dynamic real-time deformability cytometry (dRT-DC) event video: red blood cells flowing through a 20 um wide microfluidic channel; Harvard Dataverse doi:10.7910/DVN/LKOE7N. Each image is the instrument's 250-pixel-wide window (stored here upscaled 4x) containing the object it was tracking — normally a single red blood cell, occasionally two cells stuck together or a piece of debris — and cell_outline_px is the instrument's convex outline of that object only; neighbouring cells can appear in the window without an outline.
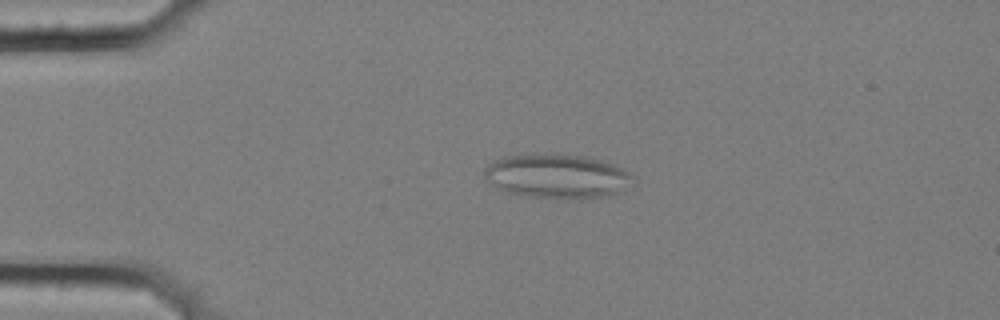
{"species": "common noctule bat (a hibernating species)", "species_latin": "Nyctalus noctula", "temperature_condition": "cold", "stored_images_in_passage": 4, "camera_frame_rate_fps": 3000, "um_per_image_px": 0.085, "animal": {"sex": "female", "body_mass_g": 25.1}, "frame": {"image": 1, "passage_image": 3, "time_ms": 0.667, "image_size_px": [1000, 320], "cell_outline_px": [[636, 180], [616, 192], [608, 196], [580, 200], [556, 200], [524, 196], [508, 192], [496, 188], [484, 180], [484, 168], [488, 164], [500, 156], [532, 152], [552, 152], [584, 156], [604, 160], [624, 168], [636, 176]], "centroid_in_image_um": [47.32, 14.96], "position_along_channel_um": 37.7, "area_um2": 40.17}}